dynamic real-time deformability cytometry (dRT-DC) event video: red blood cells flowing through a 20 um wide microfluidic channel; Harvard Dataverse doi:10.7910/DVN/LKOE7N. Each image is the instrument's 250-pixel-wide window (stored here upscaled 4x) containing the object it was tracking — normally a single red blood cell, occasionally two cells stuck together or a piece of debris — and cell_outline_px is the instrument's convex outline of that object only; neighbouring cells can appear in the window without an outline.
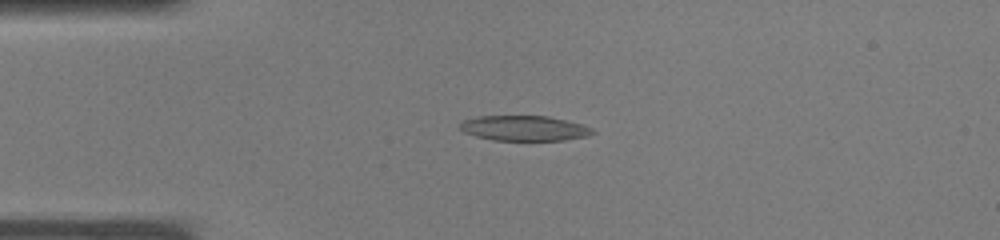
{"species": "common noctule bat (a hibernating species)", "species_latin": "Nyctalus noctula", "temperature_condition": "warm", "stored_images_in_passage": 31, "camera_frame_rate_fps": 3000, "um_per_image_px": 0.085, "animal": {"sex": "male", "body_mass_g": 19.0, "forearm_length_mm": 50.8}, "frame": {"image": 1, "passage_image": 3, "time_ms": 0.667, "image_size_px": [1000, 240], "cell_outline_px": [[596, 132], [588, 136], [564, 140], [492, 140], [476, 136], [464, 132], [460, 128], [460, 124], [464, 120], [480, 116], [548, 116], [580, 124], [592, 128]], "centroid_in_image_um": [44.57, 10.9], "position_along_channel_um": 40.4, "area_um2": 19.25}}
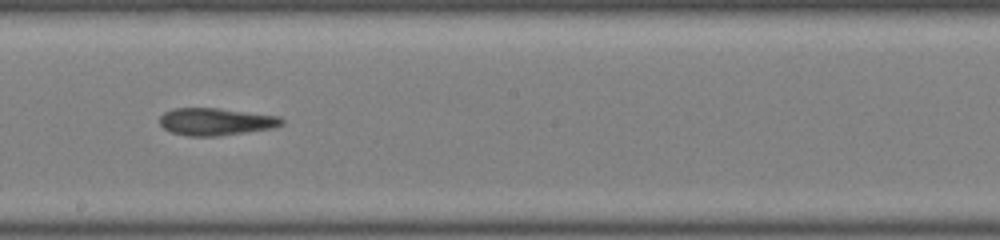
{"frame": {"image": 2, "passage_image": 15, "time_ms": 4.667, "image_size_px": [1000, 240], "cell_outline_px": [[284, 124], [272, 128], [216, 136], [188, 136], [172, 132], [164, 128], [160, 124], [160, 116], [164, 112], [172, 108], [220, 108], [280, 116], [284, 120]], "centroid_in_image_um": [18.35, 10.33], "position_along_channel_um": 229.9, "area_um2": 19.42}}
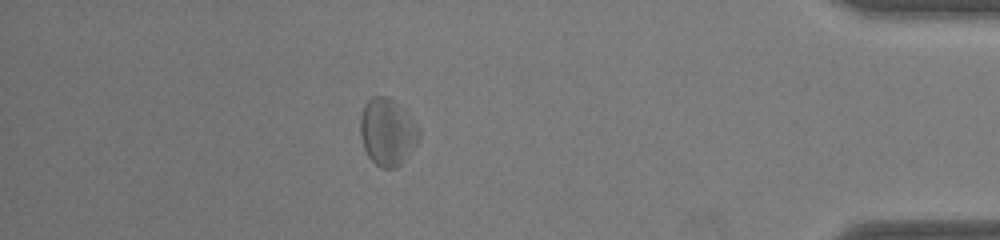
{"frame": {"image": 3, "passage_image": 27, "time_ms": 8.667, "image_size_px": [1000, 240], "cell_outline_px": [[420, 136], [408, 156], [396, 168], [380, 168], [368, 156], [364, 148], [360, 136], [360, 116], [364, 104], [372, 96], [388, 96], [420, 128]], "centroid_in_image_um": [32.9, 11.23], "position_along_channel_um": 402.3, "area_um2": 22.72}}